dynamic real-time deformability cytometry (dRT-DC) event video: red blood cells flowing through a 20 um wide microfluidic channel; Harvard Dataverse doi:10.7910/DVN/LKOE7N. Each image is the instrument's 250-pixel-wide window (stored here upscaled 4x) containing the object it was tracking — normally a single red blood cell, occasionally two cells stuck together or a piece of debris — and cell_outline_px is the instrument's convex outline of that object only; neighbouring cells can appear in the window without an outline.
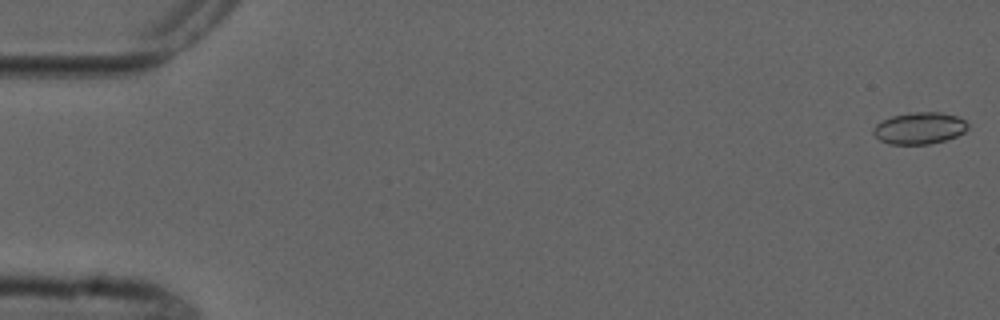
{"species": "common noctule bat (a hibernating species)", "species_latin": "Nyctalus noctula", "temperature_condition": "cold", "stored_images_in_passage": 7, "camera_frame_rate_fps": 3000, "um_per_image_px": 0.085, "animal": {"sex": "male", "forearm_length_mm": 52.5}, "frame": {"image": 1, "passage_image": 1, "time_ms": 0.0, "image_size_px": [1000, 320], "cell_outline_px": [[968, 128], [964, 132], [956, 136], [944, 140], [928, 144], [888, 144], [880, 140], [872, 132], [872, 128], [876, 124], [892, 116], [908, 112], [940, 112], [956, 116], [964, 120], [968, 124]], "centroid_in_image_um": [78.14, 10.89], "position_along_channel_um": 6.9, "area_um2": 17.46}}
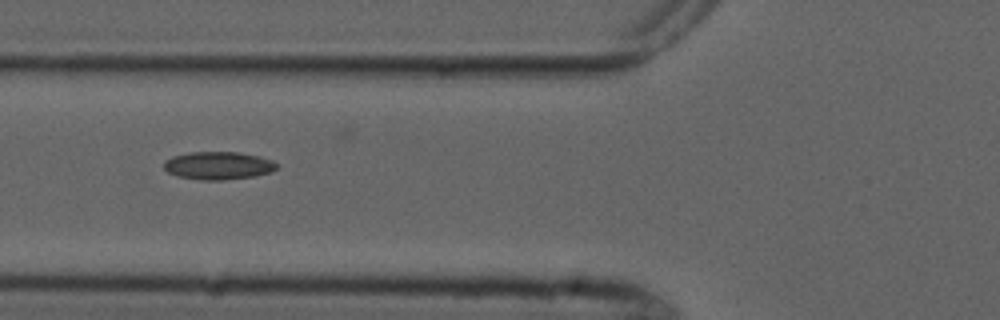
{"frame": {"image": 2, "passage_image": 6, "time_ms": 6.667, "image_size_px": [1000, 320], "cell_outline_px": [[276, 168], [272, 172], [256, 176], [220, 180], [200, 180], [176, 176], [168, 172], [164, 168], [164, 160], [172, 156], [192, 152], [240, 152], [260, 156], [272, 160], [276, 164]], "centroid_in_image_um": [18.54, 14.07], "position_along_channel_um": 107.3, "area_um2": 18.44}}
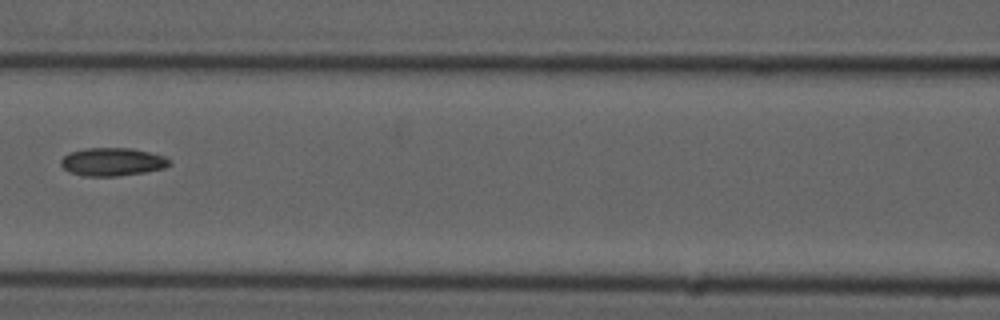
{"frame": {"image": 3, "passage_image": 7, "time_ms": 8.0, "image_size_px": [1000, 320], "cell_outline_px": [[172, 164], [164, 168], [144, 172], [116, 176], [84, 176], [68, 172], [60, 164], [60, 160], [68, 152], [84, 148], [132, 148], [164, 156], [172, 160]], "centroid_in_image_um": [9.54, 13.75], "position_along_channel_um": 157.1, "area_um2": 17.92}}